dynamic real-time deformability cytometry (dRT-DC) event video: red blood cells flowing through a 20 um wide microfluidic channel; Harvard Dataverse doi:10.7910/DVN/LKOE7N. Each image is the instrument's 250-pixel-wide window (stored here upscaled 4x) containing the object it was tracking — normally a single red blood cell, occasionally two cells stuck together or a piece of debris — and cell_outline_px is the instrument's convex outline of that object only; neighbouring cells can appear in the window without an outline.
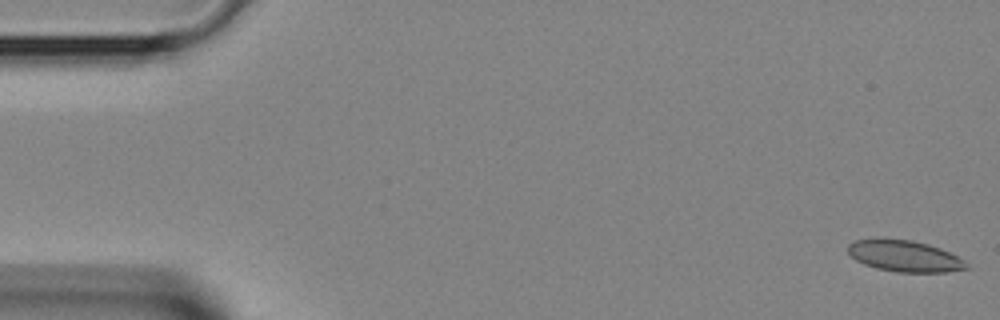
{"species": "Egyptian fruit bat (a non-hibernating species)", "species_latin": "Rousettus aegyptiacus", "temperature_condition": "room temperature", "stored_images_in_passage": 4, "camera_frame_rate_fps": 3000, "um_per_image_px": 0.085, "animal": {"sex": "female"}, "frame": {"image": 1, "passage_image": 1, "time_ms": 0.0, "image_size_px": [1000, 320], "cell_outline_px": [[968, 268], [948, 272], [896, 272], [876, 268], [864, 264], [856, 260], [848, 252], [848, 244], [856, 240], [880, 236], [912, 240], [928, 244], [940, 248], [964, 260]], "centroid_in_image_um": [76.83, 21.73], "position_along_channel_um": 8.2, "area_um2": 21.96}}
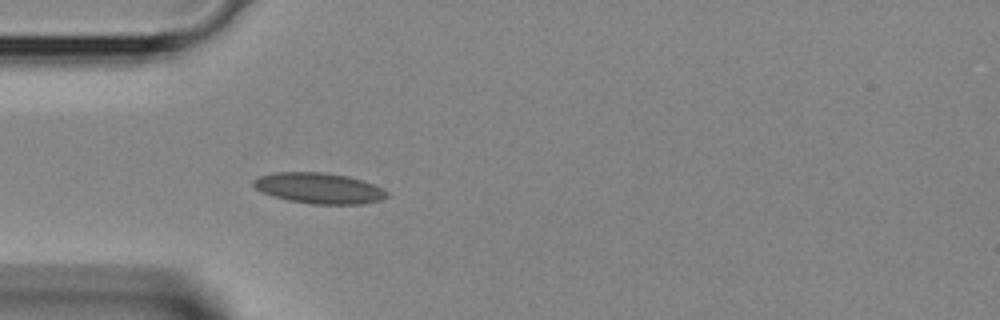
{"frame": {"image": 2, "passage_image": 4, "time_ms": 1.0, "image_size_px": [1000, 320], "cell_outline_px": [[388, 196], [380, 200], [364, 204], [312, 204], [288, 200], [272, 196], [256, 188], [252, 184], [252, 180], [260, 176], [276, 172], [324, 172], [348, 176], [364, 180], [384, 188], [388, 192]], "centroid_in_image_um": [27.16, 15.99], "position_along_channel_um": 57.8, "area_um2": 24.04}}